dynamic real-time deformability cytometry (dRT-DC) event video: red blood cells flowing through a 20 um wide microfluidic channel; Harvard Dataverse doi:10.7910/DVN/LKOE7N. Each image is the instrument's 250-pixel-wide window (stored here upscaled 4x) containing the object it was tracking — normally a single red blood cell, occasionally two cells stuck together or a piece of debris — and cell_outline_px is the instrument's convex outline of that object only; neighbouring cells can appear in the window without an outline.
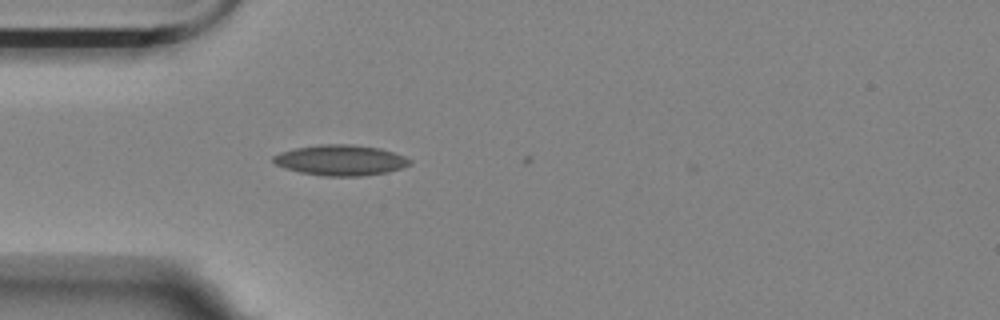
{"species": "Egyptian fruit bat (a non-hibernating species)", "species_latin": "Rousettus aegyptiacus", "temperature_condition": "room temperature", "stored_images_in_passage": 7, "camera_frame_rate_fps": 3000, "um_per_image_px": 0.085, "animal": {"sex": "female"}, "frame": {"image": 1, "passage_image": 3, "time_ms": 0.667, "image_size_px": [1000, 320], "cell_outline_px": [[412, 164], [388, 172], [360, 176], [324, 176], [300, 172], [284, 168], [276, 164], [272, 160], [272, 156], [280, 152], [296, 148], [320, 144], [352, 144], [380, 148], [404, 156], [412, 160]], "centroid_in_image_um": [28.95, 13.61], "position_along_channel_um": 56.1, "area_um2": 24.33}}
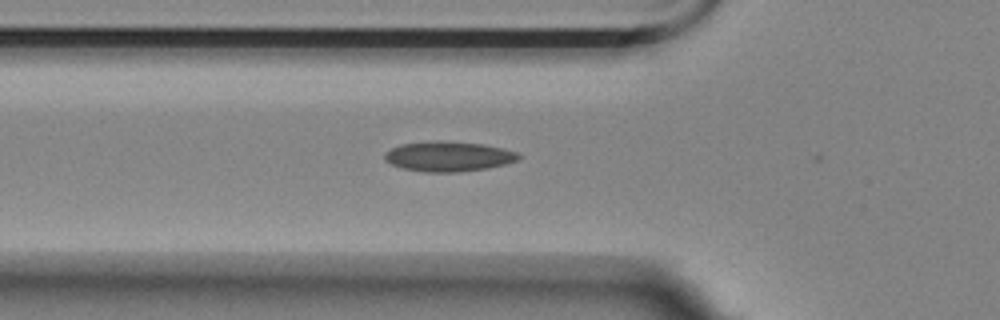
{"frame": {"image": 2, "passage_image": 6, "time_ms": 1.667, "image_size_px": [1000, 320], "cell_outline_px": [[520, 156], [516, 160], [504, 164], [488, 168], [456, 172], [424, 172], [400, 168], [384, 160], [384, 152], [400, 144], [440, 140], [484, 144], [504, 148], [516, 152]], "centroid_in_image_um": [38.08, 13.29], "position_along_channel_um": 87.7, "area_um2": 23.47}}